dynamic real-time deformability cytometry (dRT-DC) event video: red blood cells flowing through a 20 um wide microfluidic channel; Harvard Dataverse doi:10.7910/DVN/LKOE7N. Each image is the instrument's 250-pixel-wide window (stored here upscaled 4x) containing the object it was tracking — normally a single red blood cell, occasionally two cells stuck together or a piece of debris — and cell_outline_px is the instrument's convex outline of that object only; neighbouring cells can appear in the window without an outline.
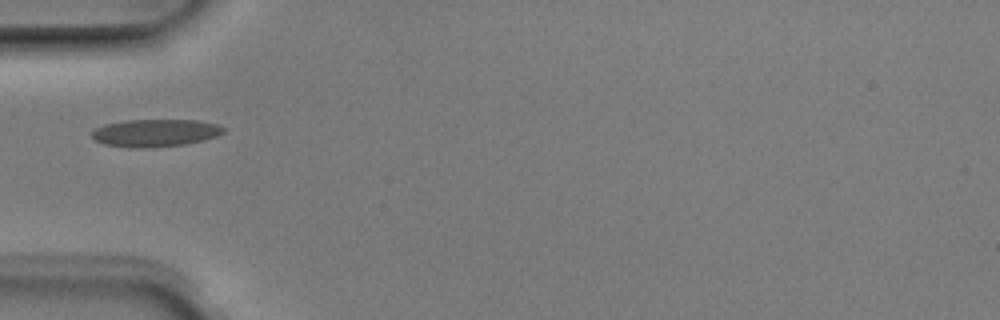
{"species": "Egyptian fruit bat (a non-hibernating species)", "species_latin": "Rousettus aegyptiacus", "temperature_condition": "room temperature", "stored_images_in_passage": 3, "camera_frame_rate_fps": 3000, "um_per_image_px": 0.085, "animal": {"sex": "male"}, "frame": {"image": 1, "passage_image": 3, "time_ms": 0.667, "image_size_px": [1000, 320], "cell_outline_px": [[224, 132], [216, 136], [184, 144], [140, 148], [104, 144], [96, 140], [92, 136], [92, 132], [96, 128], [104, 124], [124, 120], [196, 120], [216, 124], [224, 128]], "centroid_in_image_um": [13.17, 11.28], "position_along_channel_um": 71.8, "area_um2": 20.69}}